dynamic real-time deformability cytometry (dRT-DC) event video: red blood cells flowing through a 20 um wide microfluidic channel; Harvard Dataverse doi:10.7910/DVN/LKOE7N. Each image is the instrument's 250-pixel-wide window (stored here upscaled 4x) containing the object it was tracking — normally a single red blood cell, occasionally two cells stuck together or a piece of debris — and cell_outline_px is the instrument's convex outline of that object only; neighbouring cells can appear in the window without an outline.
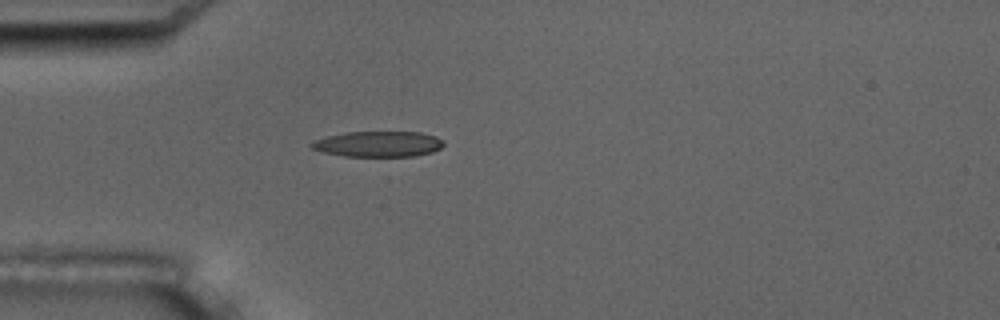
{"species": "common noctule bat (a hibernating species)", "species_latin": "Nyctalus noctula", "temperature_condition": "room temperature", "stored_images_in_passage": 5, "camera_frame_rate_fps": 3000, "um_per_image_px": 0.085, "animal": {"sex": "male", "body_mass_g": 17.5, "forearm_length_mm": 52.3}, "frame": {"image": 1, "passage_image": 5, "time_ms": 4.667, "image_size_px": [1000, 320], "cell_outline_px": [[444, 144], [440, 148], [432, 152], [412, 156], [344, 156], [324, 152], [312, 148], [308, 144], [312, 140], [344, 132], [420, 132], [436, 136], [444, 140]], "centroid_in_image_um": [32.14, 12.23], "position_along_channel_um": 52.9, "area_um2": 19.77}}